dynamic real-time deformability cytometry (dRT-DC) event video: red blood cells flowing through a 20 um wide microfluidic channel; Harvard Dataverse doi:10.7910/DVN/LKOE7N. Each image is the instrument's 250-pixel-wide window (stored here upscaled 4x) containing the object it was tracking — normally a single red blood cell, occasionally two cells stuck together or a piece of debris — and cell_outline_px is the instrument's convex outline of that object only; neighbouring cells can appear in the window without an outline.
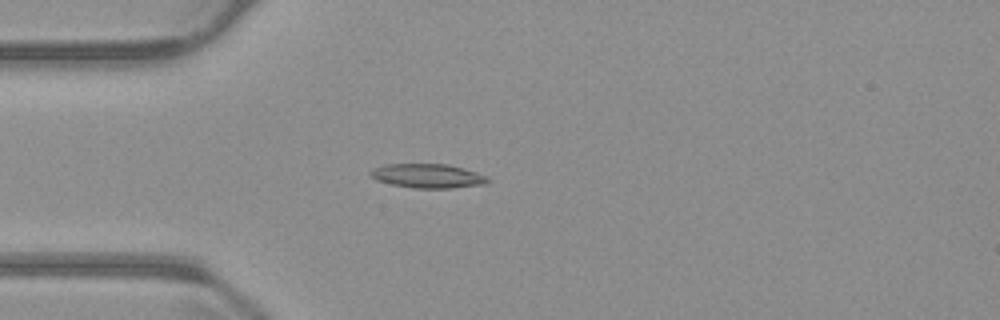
{"species": "common noctule bat (a hibernating species)", "species_latin": "Nyctalus noctula", "temperature_condition": "warm", "stored_images_in_passage": 54, "camera_frame_rate_fps": 3000, "um_per_image_px": 0.085, "animal": {"sex": "male", "body_mass_g": 23.1, "forearm_length_mm": 52.7}, "frame": {"image": 1, "passage_image": 15, "time_ms": 4.667, "image_size_px": [1000, 320], "cell_outline_px": [[488, 184], [452, 188], [412, 188], [392, 184], [376, 180], [368, 172], [372, 168], [384, 164], [448, 164], [464, 168], [488, 176]], "centroid_in_image_um": [36.36, 14.95], "position_along_channel_um": 48.6, "area_um2": 16.65}}
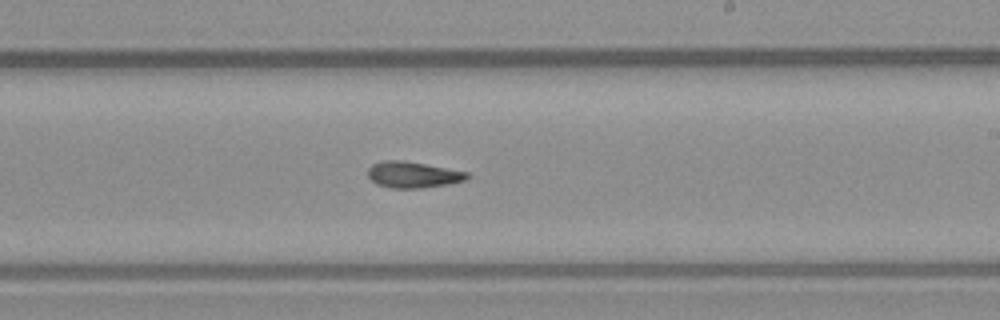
{"frame": {"image": 2, "passage_image": 32, "time_ms": 10.333, "image_size_px": [1000, 320], "cell_outline_px": [[468, 176], [464, 180], [448, 184], [424, 188], [392, 188], [376, 184], [368, 176], [368, 168], [372, 164], [384, 160], [400, 160], [424, 164], [468, 172]], "centroid_in_image_um": [35.06, 14.85], "position_along_channel_um": 253.9, "area_um2": 14.97}}
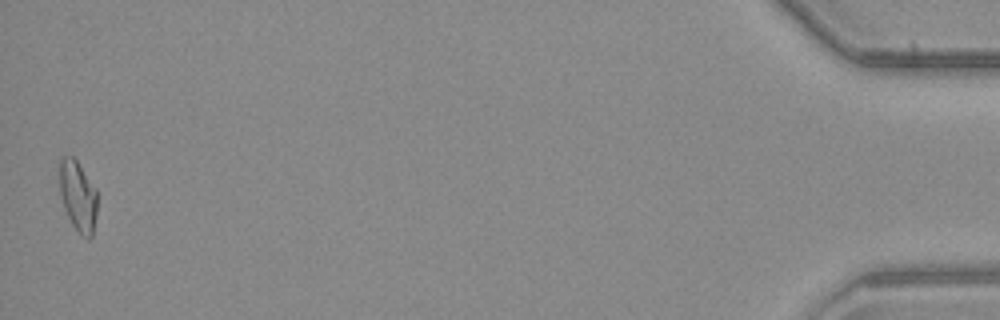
{"frame": {"image": 3, "passage_image": 54, "time_ms": 17.667, "image_size_px": [1000, 320], "cell_outline_px": [[96, 216], [92, 236], [88, 240], [80, 236], [72, 224], [64, 208], [60, 192], [60, 156], [72, 156], [76, 160], [96, 188]], "centroid_in_image_um": [6.63, 16.7], "position_along_channel_um": 428.6, "area_um2": 15.49}, "authors_computed_cell_mechanics": {"area_um2": 15.317, "velocity_mm_per_s": 3.7992, "shape_relaxation_time_tau1_ms": 10.7205, "shape_relaxation_time_tau2_ms": 2.8727, "deformation_change_tau1": 0.2893, "deformation_change_tau2": 0.1202}}